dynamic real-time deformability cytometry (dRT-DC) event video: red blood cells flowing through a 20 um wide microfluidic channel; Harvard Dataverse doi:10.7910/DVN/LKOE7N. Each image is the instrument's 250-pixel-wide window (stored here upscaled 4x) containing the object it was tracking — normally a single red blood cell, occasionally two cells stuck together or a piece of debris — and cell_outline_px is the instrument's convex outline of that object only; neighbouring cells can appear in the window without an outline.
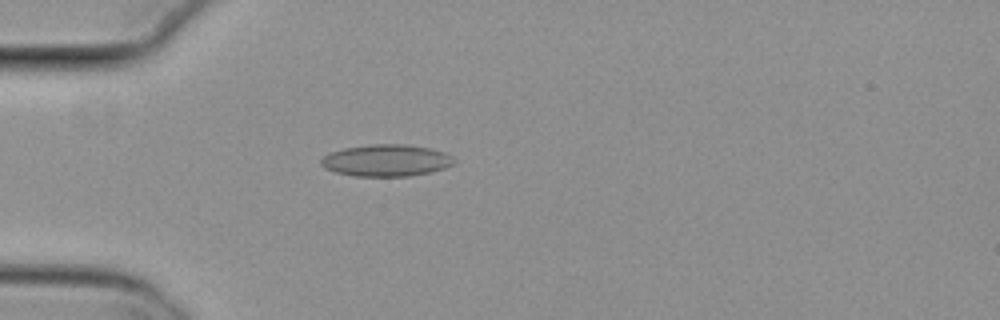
{"species": "common noctule bat (a hibernating species)", "species_latin": "Nyctalus noctula", "temperature_condition": "cold", "stored_images_in_passage": 3, "camera_frame_rate_fps": 3000, "um_per_image_px": 0.085, "animal": {"sex": "female", "body_mass_g": 29.2, "forearm_length_mm": 56.3}, "frame": {"image": 1, "passage_image": 2, "time_ms": 0.333, "image_size_px": [1000, 320], "cell_outline_px": [[456, 164], [432, 172], [408, 176], [356, 176], [336, 172], [324, 168], [320, 164], [320, 160], [324, 156], [332, 152], [344, 148], [372, 144], [404, 144], [428, 148], [444, 152], [452, 156], [456, 160]], "centroid_in_image_um": [32.86, 13.64], "position_along_channel_um": 52.1, "area_um2": 24.68}}